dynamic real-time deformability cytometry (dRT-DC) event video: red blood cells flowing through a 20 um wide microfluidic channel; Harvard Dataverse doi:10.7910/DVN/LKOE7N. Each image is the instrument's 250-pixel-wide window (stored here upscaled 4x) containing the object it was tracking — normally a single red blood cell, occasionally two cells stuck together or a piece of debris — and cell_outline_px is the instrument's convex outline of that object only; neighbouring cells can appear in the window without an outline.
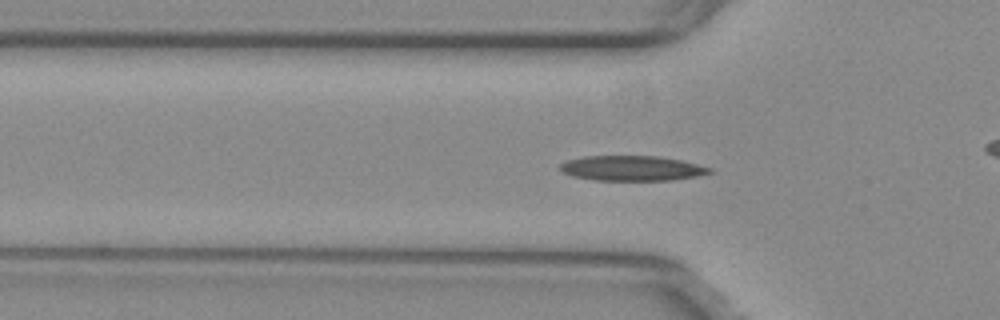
{"species": "common noctule bat (a hibernating species)", "species_latin": "Nyctalus noctula", "temperature_condition": "warm", "stored_images_in_passage": 56, "camera_frame_rate_fps": 3000, "um_per_image_px": 0.085, "animal": {"sex": "female", "body_mass_g": 29.2, "forearm_length_mm": 56.3}, "frame": {"image": 1, "passage_image": 18, "time_ms": 5.667, "image_size_px": [1000, 320], "cell_outline_px": [[716, 172], [696, 176], [672, 180], [596, 180], [572, 176], [564, 172], [560, 168], [560, 164], [568, 160], [584, 156], [656, 156], [680, 160], [712, 168]], "centroid_in_image_um": [53.74, 14.3], "position_along_channel_um": 72.1, "area_um2": 21.68}}
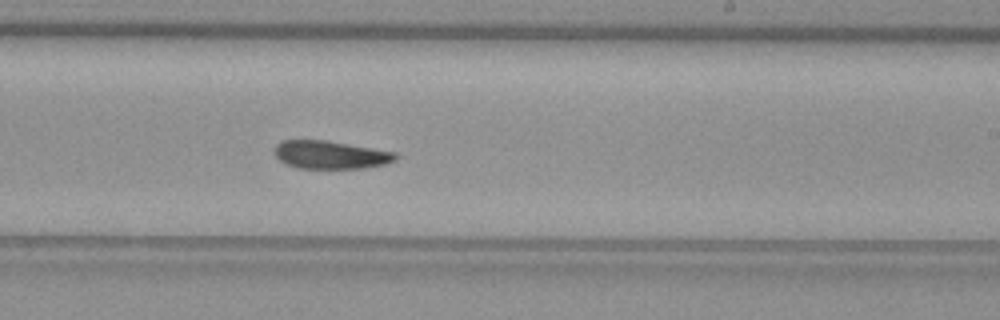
{"frame": {"image": 2, "passage_image": 33, "time_ms": 10.667, "image_size_px": [1000, 320], "cell_outline_px": [[400, 156], [396, 160], [384, 164], [364, 168], [296, 168], [284, 164], [272, 152], [272, 148], [280, 140], [324, 140], [396, 152]], "centroid_in_image_um": [28.04, 13.15], "position_along_channel_um": 261.0, "area_um2": 20.0}}
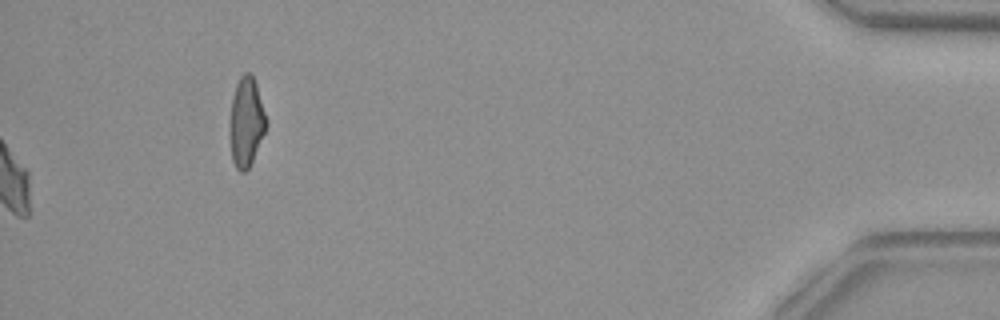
{"frame": {"image": 3, "passage_image": 56, "time_ms": 18.333, "image_size_px": [1000, 320], "cell_outline_px": [[268, 124], [252, 160], [248, 168], [244, 172], [240, 172], [236, 168], [232, 160], [232, 96], [236, 84], [240, 76], [244, 72], [252, 72], [268, 120]], "centroid_in_image_um": [20.98, 10.31], "position_along_channel_um": 414.2, "area_um2": 18.38}, "authors_computed_cell_mechanics": {"area_um2": 20.4034, "velocity_mm_per_s": 3.7715, "shape_relaxation_time_tau1_ms": 9.5269, "shape_relaxation_time_tau2_ms": 6.4303, "deformation_change_tau1": 0.2168, "deformation_change_tau2": 0.1254}}